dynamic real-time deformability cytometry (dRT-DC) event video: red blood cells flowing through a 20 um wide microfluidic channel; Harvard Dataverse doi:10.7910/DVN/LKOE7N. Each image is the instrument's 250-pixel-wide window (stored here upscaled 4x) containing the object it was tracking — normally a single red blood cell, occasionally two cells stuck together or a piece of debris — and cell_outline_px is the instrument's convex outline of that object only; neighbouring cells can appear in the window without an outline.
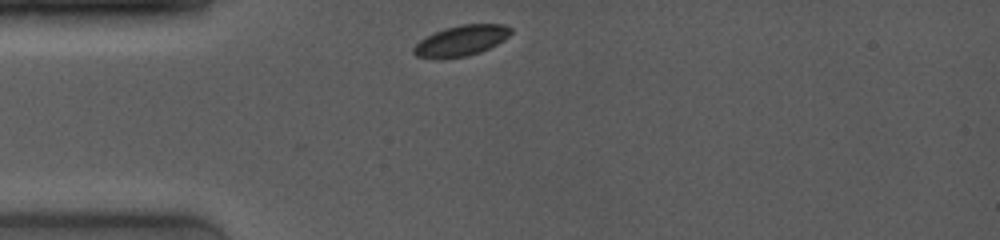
{"species": "common noctule bat (a hibernating species)", "species_latin": "Nyctalus noctula", "temperature_condition": "room temperature", "stored_images_in_passage": 3, "camera_frame_rate_fps": 4000, "um_per_image_px": 0.085, "animal": {"sex": "female", "body_mass_g": 19.0, "forearm_length_mm": 53.3}, "frame": {"image": 1, "passage_image": 1, "time_ms": 0.0, "image_size_px": [1000, 240], "cell_outline_px": [[512, 32], [504, 40], [480, 52], [468, 56], [440, 60], [436, 60], [416, 56], [412, 52], [412, 48], [420, 40], [436, 32], [448, 28], [464, 24], [504, 24], [512, 28]], "centroid_in_image_um": [39.18, 3.49], "position_along_channel_um": 45.8, "area_um2": 17.4}}
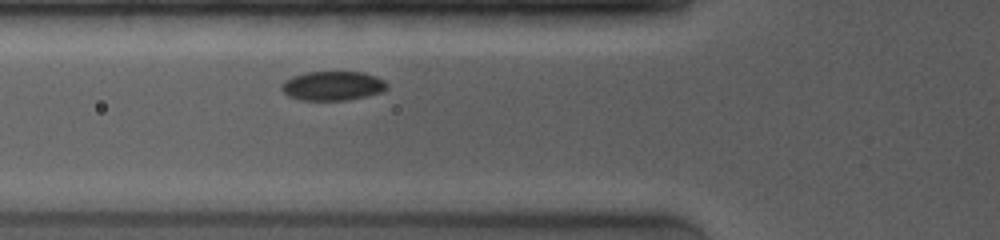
{"frame": {"image": 2, "passage_image": 3, "time_ms": 1.75, "image_size_px": [1000, 240], "cell_outline_px": [[388, 88], [380, 92], [348, 100], [300, 100], [288, 96], [280, 88], [280, 84], [284, 80], [292, 76], [308, 72], [364, 72], [376, 76], [384, 80], [388, 84]], "centroid_in_image_um": [28.25, 7.29], "position_along_channel_um": 97.5, "area_um2": 18.03}}